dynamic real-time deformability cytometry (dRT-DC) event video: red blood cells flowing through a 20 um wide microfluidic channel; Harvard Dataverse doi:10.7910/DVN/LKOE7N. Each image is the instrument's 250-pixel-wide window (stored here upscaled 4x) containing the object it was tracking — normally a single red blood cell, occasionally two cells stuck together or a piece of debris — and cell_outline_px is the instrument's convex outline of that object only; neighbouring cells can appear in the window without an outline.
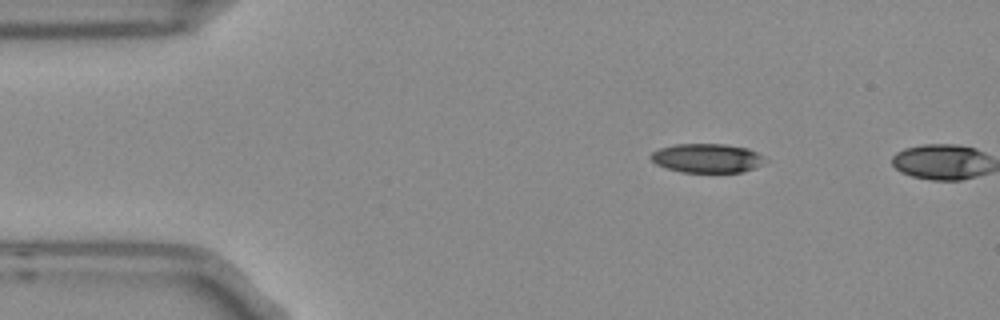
{"species": "Egyptian fruit bat (a non-hibernating species)", "species_latin": "Rousettus aegyptiacus", "temperature_condition": "room temperature", "stored_images_in_passage": 2, "camera_frame_rate_fps": 3000, "um_per_image_px": 0.085, "frame": {"image": 1, "passage_image": 1, "time_ms": 0.0, "image_size_px": [1000, 320], "cell_outline_px": [[768, 160], [752, 168], [740, 172], [680, 172], [664, 168], [656, 164], [648, 156], [652, 152], [660, 148], [676, 144], [724, 144], [748, 148], [764, 156]], "centroid_in_image_um": [60.06, 13.44], "position_along_channel_um": 24.9, "area_um2": 19.36}}